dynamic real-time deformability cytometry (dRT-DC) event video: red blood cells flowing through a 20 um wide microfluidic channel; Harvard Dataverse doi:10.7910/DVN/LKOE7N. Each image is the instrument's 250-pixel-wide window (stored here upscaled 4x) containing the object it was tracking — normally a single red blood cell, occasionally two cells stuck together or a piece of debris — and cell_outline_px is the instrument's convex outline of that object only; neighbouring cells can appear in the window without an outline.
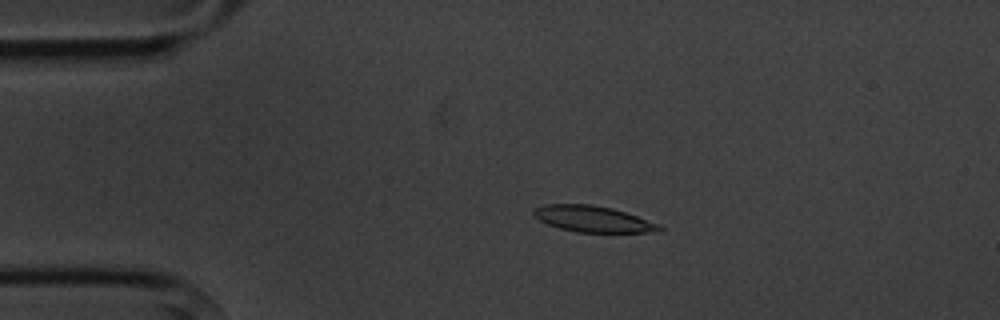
{"species": "common noctule bat (a hibernating species)", "species_latin": "Nyctalus noctula", "temperature_condition": "cold", "stored_images_in_passage": 4, "camera_frame_rate_fps": 3000, "um_per_image_px": 0.085, "animal": {"sex": "male", "body_mass_g": 20.1, "forearm_length_mm": 53.5}, "frame": {"image": 1, "passage_image": 3, "time_ms": 3.333, "image_size_px": [1000, 320], "cell_outline_px": [[664, 228], [660, 232], [576, 232], [560, 228], [548, 224], [540, 220], [532, 212], [536, 208], [544, 204], [592, 204], [612, 208], [660, 224]], "centroid_in_image_um": [50.43, 18.61], "position_along_channel_um": 34.6, "area_um2": 19.02}}